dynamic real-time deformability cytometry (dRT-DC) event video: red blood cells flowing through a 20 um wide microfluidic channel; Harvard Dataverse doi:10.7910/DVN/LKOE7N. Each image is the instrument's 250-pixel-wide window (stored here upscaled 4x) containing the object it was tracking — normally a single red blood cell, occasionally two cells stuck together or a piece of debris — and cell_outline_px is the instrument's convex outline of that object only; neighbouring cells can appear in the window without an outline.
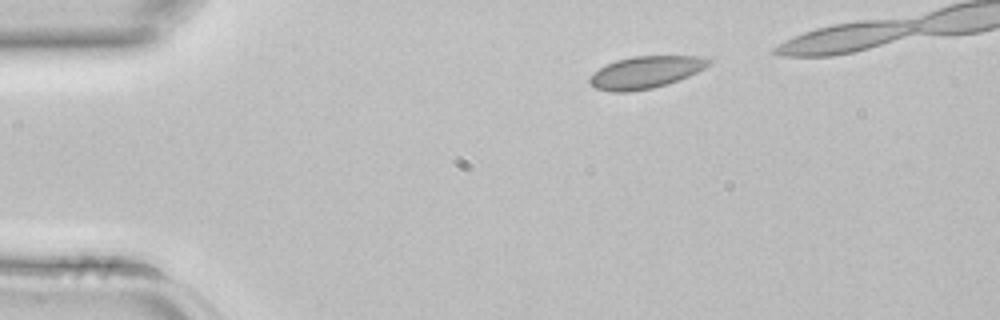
{"species": "common noctule bat (a hibernating species)", "species_latin": "Nyctalus noctula", "temperature_condition": "room temperature", "stored_images_in_passage": 5, "camera_frame_rate_fps": 3000, "um_per_image_px": 0.085, "animal": {"sex": "female", "body_mass_g": 22.7, "forearm_length_mm": 54.2}, "frame": {"image": 1, "passage_image": 1, "time_ms": 0.0, "image_size_px": [1000, 320], "cell_outline_px": [[712, 64], [688, 76], [668, 84], [652, 88], [628, 92], [612, 92], [596, 88], [588, 80], [600, 68], [616, 60], [632, 56], [704, 56], [712, 60]], "centroid_in_image_um": [54.93, 6.13], "position_along_channel_um": 30.1, "area_um2": 22.14}}